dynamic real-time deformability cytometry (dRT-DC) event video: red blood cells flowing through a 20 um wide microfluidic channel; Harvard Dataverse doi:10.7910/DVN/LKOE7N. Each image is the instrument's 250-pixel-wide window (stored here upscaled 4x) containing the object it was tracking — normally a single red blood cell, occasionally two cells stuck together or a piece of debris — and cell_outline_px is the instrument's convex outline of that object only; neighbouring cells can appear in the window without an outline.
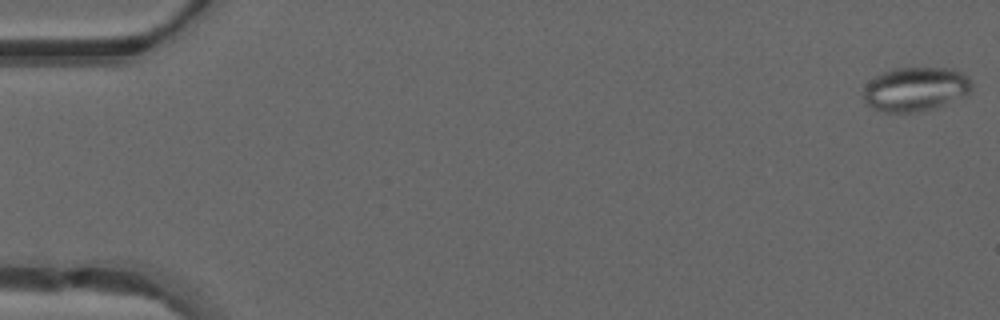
{"species": "common noctule bat (a hibernating species)", "species_latin": "Nyctalus noctula", "temperature_condition": "warm", "stored_images_in_passage": 34, "segment_of_instrument_passage": [1, 2], "camera_frame_rate_fps": 3000, "um_per_image_px": 0.085, "animal": {"sex": "male", "forearm_length_mm": 52.5}, "frame": {"image": 1, "passage_image": 1, "time_ms": 0.0, "image_size_px": [1000, 320], "cell_outline_px": [[972, 88], [964, 96], [944, 104], [932, 108], [912, 112], [884, 112], [872, 108], [864, 100], [864, 88], [876, 76], [884, 72], [896, 68], [944, 68], [960, 72], [968, 76], [972, 84]], "centroid_in_image_um": [77.81, 7.58], "position_along_channel_um": 7.2, "area_um2": 27.34}}